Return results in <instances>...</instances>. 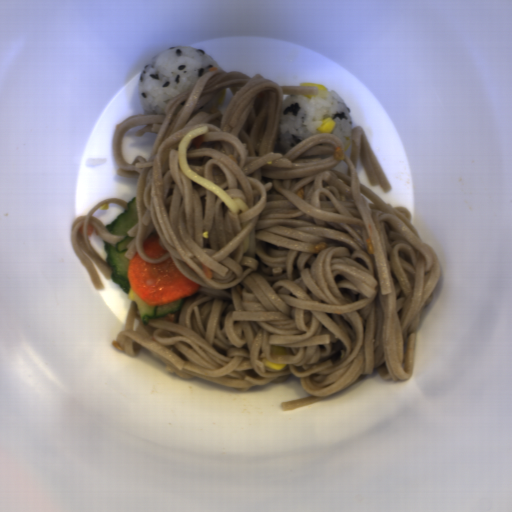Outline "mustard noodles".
<instances>
[{
    "label": "mustard noodles",
    "mask_w": 512,
    "mask_h": 512,
    "mask_svg": "<svg viewBox=\"0 0 512 512\" xmlns=\"http://www.w3.org/2000/svg\"><path fill=\"white\" fill-rule=\"evenodd\" d=\"M283 94L259 72L209 70L163 114L122 120L111 143L116 173L137 178L134 238L123 256L150 265L171 259L201 286L178 320L142 324L130 300L115 340L135 343L180 379L198 377L240 392L299 378L311 397L291 411L374 375L412 378L421 310L441 278L437 252L412 212L360 183L392 187L362 127L350 157L336 134L312 135L275 152ZM150 232L168 254L145 255ZM274 345L289 356L270 355ZM286 364L281 371L261 366Z\"/></svg>",
    "instance_id": "obj_1"
},
{
    "label": "mustard noodles",
    "mask_w": 512,
    "mask_h": 512,
    "mask_svg": "<svg viewBox=\"0 0 512 512\" xmlns=\"http://www.w3.org/2000/svg\"><path fill=\"white\" fill-rule=\"evenodd\" d=\"M105 203H118L124 210L128 209V201L125 199L117 197L105 198L88 209L86 215H80L75 218L70 225L71 247L78 260L86 268L93 287L97 291H103L106 289V286L99 276L96 266L102 276L109 281L112 280L113 270L100 253L91 245L89 241V226L93 227L97 231L102 241L108 242L114 247L117 246L121 240L126 238L125 235L110 234L101 219L93 214L98 206Z\"/></svg>",
    "instance_id": "obj_2"
}]
</instances>
